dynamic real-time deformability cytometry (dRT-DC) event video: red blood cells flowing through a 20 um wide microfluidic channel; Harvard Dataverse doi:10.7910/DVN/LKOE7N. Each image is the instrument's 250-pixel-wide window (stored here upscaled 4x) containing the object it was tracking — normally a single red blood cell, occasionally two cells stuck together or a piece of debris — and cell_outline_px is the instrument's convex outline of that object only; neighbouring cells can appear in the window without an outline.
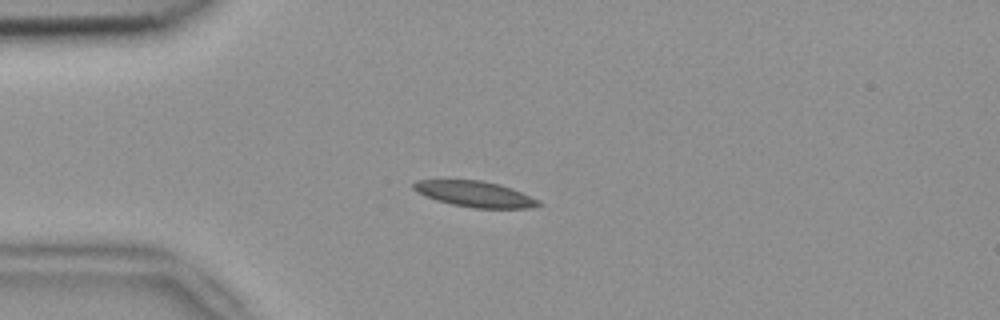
{"species": "common noctule bat (a hibernating species)", "species_latin": "Nyctalus noctula", "temperature_condition": "room temperature", "stored_images_in_passage": 5, "camera_frame_rate_fps": 3000, "um_per_image_px": 0.085, "animal": {"sex": "female", "body_mass_g": 18.4}, "frame": {"image": 1, "passage_image": 3, "time_ms": 0.667, "image_size_px": [1000, 320], "cell_outline_px": [[544, 204], [532, 208], [472, 208], [452, 204], [436, 200], [416, 192], [412, 188], [412, 184], [416, 180], [480, 180], [500, 184], [512, 188], [540, 200]], "centroid_in_image_um": [40.39, 16.49], "position_along_channel_um": 44.6, "area_um2": 18.96}}